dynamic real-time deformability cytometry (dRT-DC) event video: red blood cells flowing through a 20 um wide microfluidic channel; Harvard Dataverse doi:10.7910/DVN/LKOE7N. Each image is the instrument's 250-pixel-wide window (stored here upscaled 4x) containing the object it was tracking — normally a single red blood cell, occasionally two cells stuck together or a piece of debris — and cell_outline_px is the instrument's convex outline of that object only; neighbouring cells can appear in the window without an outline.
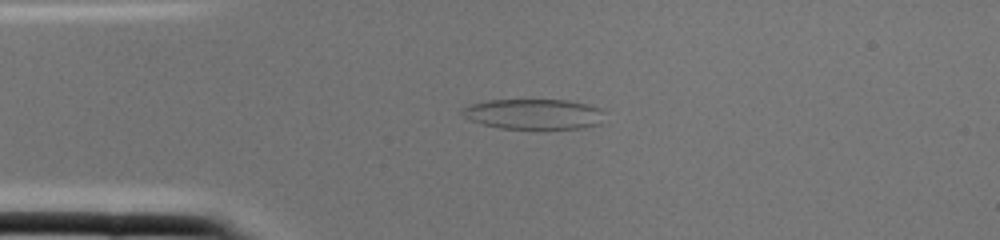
{"species": "common noctule bat (a hibernating species)", "species_latin": "Nyctalus noctula", "temperature_condition": "cold", "stored_images_in_passage": 1, "camera_frame_rate_fps": 3000, "um_per_image_px": 0.085, "animal": {"sex": "female", "body_mass_g": 22.0, "forearm_length_mm": 56.7}, "frame": {"image": 1, "passage_image": 1, "time_ms": 0.0, "image_size_px": [1000, 240], "cell_outline_px": [[608, 112], [600, 124], [584, 128], [500, 128], [480, 124], [464, 116], [460, 112], [460, 108], [472, 104], [488, 100], [568, 100], [588, 104], [600, 108]], "centroid_in_image_um": [45.42, 9.69], "position_along_channel_um": 39.6, "area_um2": 25.37}}